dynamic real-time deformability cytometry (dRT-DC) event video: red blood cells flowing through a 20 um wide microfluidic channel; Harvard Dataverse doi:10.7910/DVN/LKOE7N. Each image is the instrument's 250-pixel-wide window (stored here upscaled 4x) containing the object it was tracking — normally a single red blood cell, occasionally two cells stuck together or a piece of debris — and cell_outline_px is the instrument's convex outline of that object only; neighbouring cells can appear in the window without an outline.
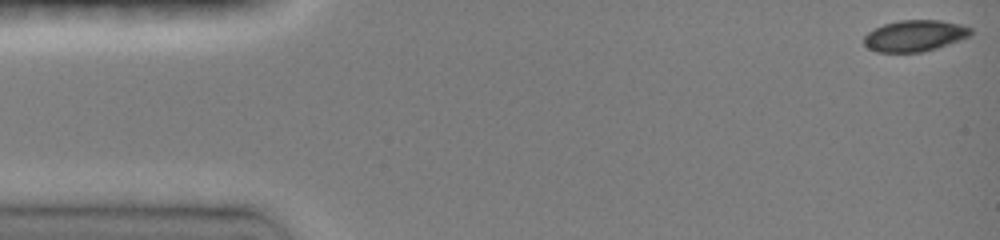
{"species": "common noctule bat (a hibernating species)", "species_latin": "Nyctalus noctula", "temperature_condition": "room temperature", "stored_images_in_passage": 33, "camera_frame_rate_fps": 3000, "um_per_image_px": 0.085, "animal": {"sex": "female", "body_mass_g": 19.0, "forearm_length_mm": 51.5}, "frame": {"image": 1, "passage_image": 1, "time_ms": 0.0, "image_size_px": [1000, 240], "cell_outline_px": [[972, 32], [968, 36], [960, 40], [924, 52], [876, 52], [868, 48], [864, 44], [864, 36], [868, 32], [884, 24], [900, 20], [940, 20], [960, 24], [972, 28]], "centroid_in_image_um": [77.75, 3.04], "position_along_channel_um": 7.3, "area_um2": 19.42}}
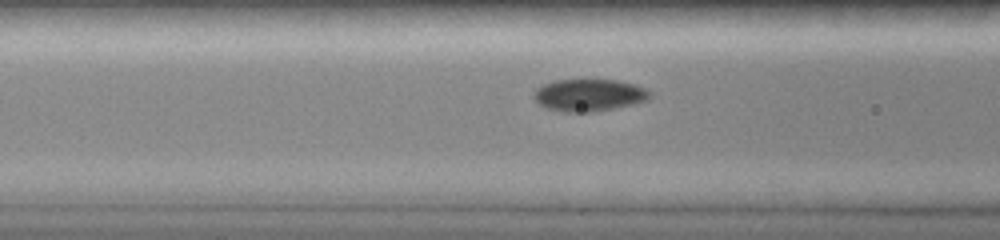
{"frame": {"image": 2, "passage_image": 15, "time_ms": 5.667, "image_size_px": [1000, 240], "cell_outline_px": [[652, 96], [648, 100], [632, 104], [592, 112], [564, 112], [548, 108], [540, 104], [532, 96], [532, 92], [536, 88], [552, 80], [616, 80], [636, 84], [652, 92]], "centroid_in_image_um": [50.06, 8.07], "position_along_channel_um": 116.5, "area_um2": 21.79}}
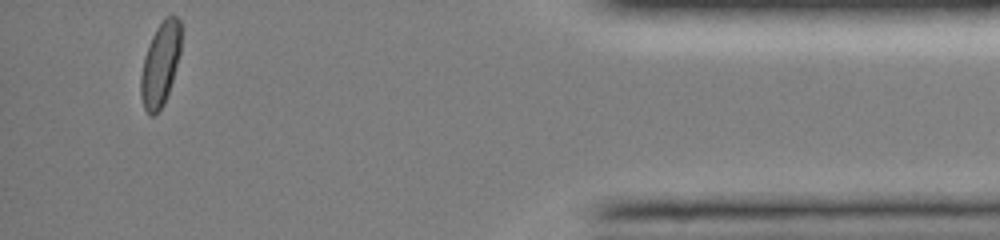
{"frame": {"image": 3, "passage_image": 33, "time_ms": 14.333, "image_size_px": [1000, 240], "cell_outline_px": [[180, 52], [172, 80], [164, 104], [152, 116], [144, 108], [140, 96], [140, 76], [144, 56], [148, 44], [156, 28], [168, 16], [176, 16], [180, 20]], "centroid_in_image_um": [13.6, 5.46], "position_along_channel_um": 421.6, "area_um2": 19.31}, "authors_computed_cell_mechanics": {"area_um2": 20.6924, "velocity_mm_per_s": 4.0713, "shape_relaxation_time_tau1_ms": 3.4602, "shape_relaxation_time_tau2_ms": 0.6658, "deformation_change_tau1": 0.1253, "deformation_change_tau2": 0.0232}}